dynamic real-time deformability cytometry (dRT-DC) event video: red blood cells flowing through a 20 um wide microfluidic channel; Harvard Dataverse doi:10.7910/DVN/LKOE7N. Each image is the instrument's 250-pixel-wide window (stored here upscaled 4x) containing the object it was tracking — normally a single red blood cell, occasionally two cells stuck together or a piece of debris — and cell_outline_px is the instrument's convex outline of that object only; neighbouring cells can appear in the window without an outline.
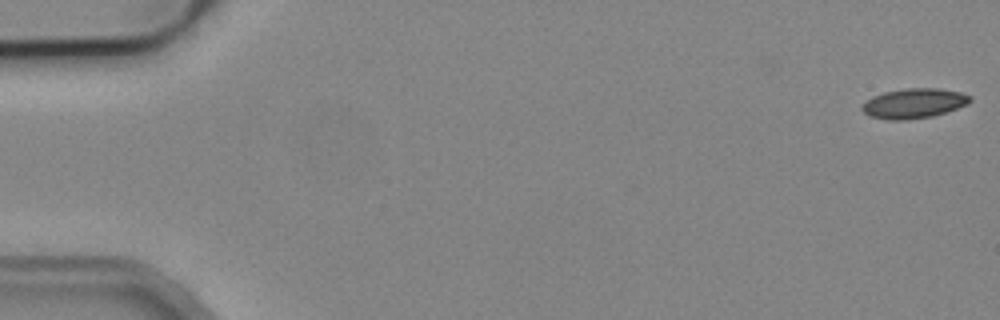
{"species": "common noctule bat (a hibernating species)", "species_latin": "Nyctalus noctula", "temperature_condition": "cold", "stored_images_in_passage": 4, "camera_frame_rate_fps": 3000, "um_per_image_px": 0.085, "animal": {"sex": "male", "body_mass_g": 19.2, "forearm_length_mm": 51.8}, "frame": {"image": 1, "passage_image": 1, "time_ms": 0.0, "image_size_px": [1000, 320], "cell_outline_px": [[972, 100], [968, 104], [932, 116], [904, 120], [888, 120], [868, 116], [860, 108], [872, 96], [884, 92], [904, 88], [936, 88], [960, 92], [972, 96]], "centroid_in_image_um": [77.67, 8.78], "position_along_channel_um": 7.3, "area_um2": 18.73}}
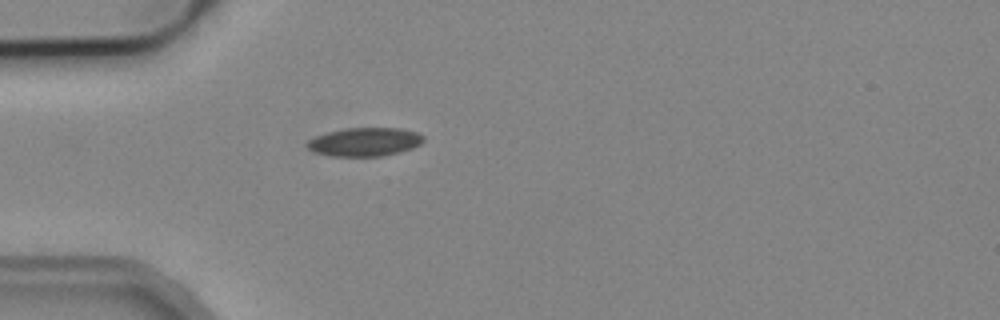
{"frame": {"image": 2, "passage_image": 4, "time_ms": 5.0, "image_size_px": [1000, 320], "cell_outline_px": [[424, 140], [420, 144], [412, 148], [400, 152], [384, 156], [332, 156], [312, 152], [304, 144], [308, 140], [316, 136], [328, 132], [344, 128], [400, 128], [416, 132], [424, 136]], "centroid_in_image_um": [30.98, 12.06], "position_along_channel_um": 54.0, "area_um2": 19.48}}